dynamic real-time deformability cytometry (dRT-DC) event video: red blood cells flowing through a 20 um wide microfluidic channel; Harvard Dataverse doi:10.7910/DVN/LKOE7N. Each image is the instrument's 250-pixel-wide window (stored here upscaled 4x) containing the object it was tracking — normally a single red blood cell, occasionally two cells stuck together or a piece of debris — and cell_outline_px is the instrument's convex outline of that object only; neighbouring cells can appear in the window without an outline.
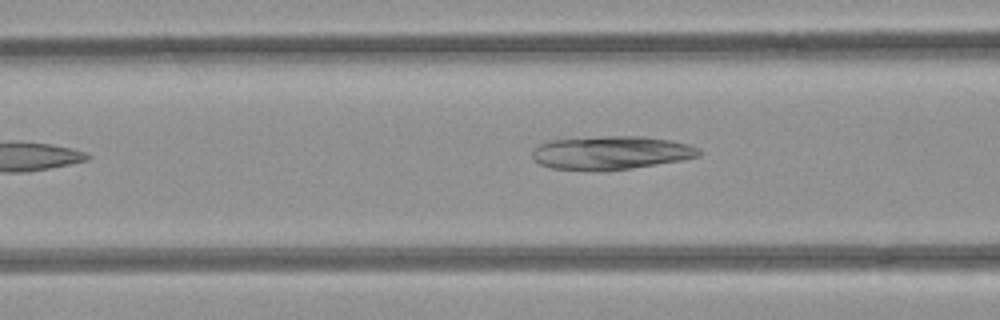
{"species": "common noctule bat (a hibernating species)", "species_latin": "Nyctalus noctula", "temperature_condition": "room temperature", "stored_images_in_passage": 36, "camera_frame_rate_fps": 3000, "um_per_image_px": 0.085, "animal": {"sex": "female", "body_mass_g": 21.9}, "frame": {"image": 1, "passage_image": 7, "time_ms": 2.0, "image_size_px": [1000, 320], "cell_outline_px": [[704, 152], [700, 156], [680, 160], [632, 168], [552, 168], [540, 164], [532, 156], [532, 152], [540, 144], [552, 140], [600, 136], [644, 136], [668, 140], [688, 144]], "centroid_in_image_um": [51.99, 12.94], "position_along_channel_um": 114.6, "area_um2": 31.39}}
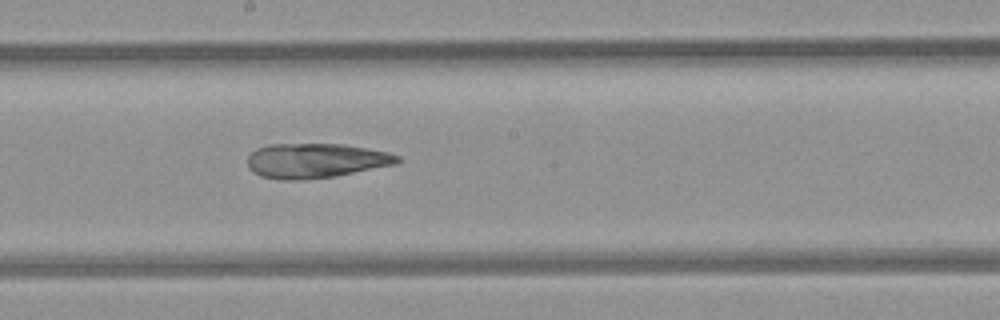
{"frame": {"image": 2, "passage_image": 15, "time_ms": 4.667, "image_size_px": [1000, 320], "cell_outline_px": [[400, 160], [396, 164], [336, 176], [300, 180], [280, 180], [260, 176], [252, 172], [248, 168], [248, 156], [256, 148], [268, 144], [344, 144], [388, 152], [400, 156]], "centroid_in_image_um": [26.8, 13.66], "position_along_channel_um": 221.4, "area_um2": 30.46}}
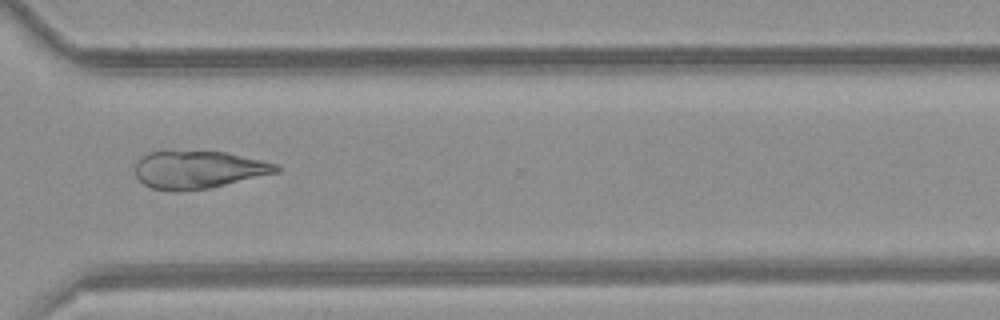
{"frame": {"image": 3, "passage_image": 25, "time_ms": 8.0, "image_size_px": [1000, 320], "cell_outline_px": [[280, 172], [208, 188], [176, 192], [172, 192], [152, 188], [144, 184], [136, 176], [136, 164], [140, 156], [148, 152], [224, 152], [260, 160], [276, 164], [280, 168]], "centroid_in_image_um": [16.84, 14.44], "position_along_channel_um": 353.8, "area_um2": 30.63}}